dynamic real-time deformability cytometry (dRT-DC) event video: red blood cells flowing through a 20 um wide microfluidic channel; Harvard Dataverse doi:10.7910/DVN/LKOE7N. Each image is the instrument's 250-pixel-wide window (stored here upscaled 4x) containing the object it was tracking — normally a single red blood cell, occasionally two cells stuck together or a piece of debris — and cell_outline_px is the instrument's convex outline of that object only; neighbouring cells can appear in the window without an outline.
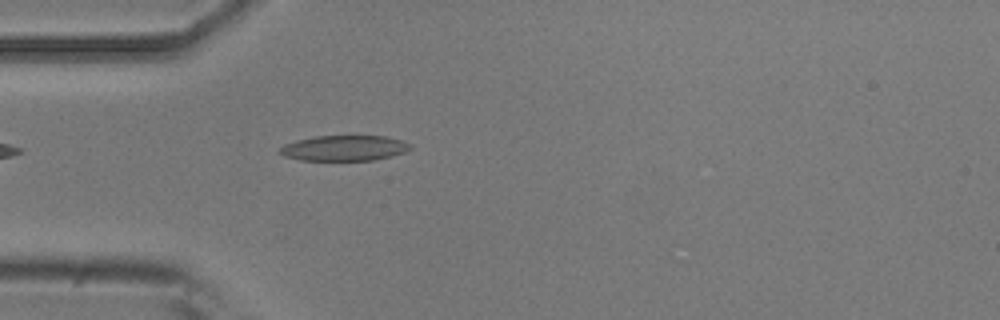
{"species": "common noctule bat (a hibernating species)", "species_latin": "Nyctalus noctula", "temperature_condition": "room temperature", "stored_images_in_passage": 2, "camera_frame_rate_fps": 3000, "um_per_image_px": 0.085, "animal": {"sex": "male", "body_mass_g": 20.5, "forearm_length_mm": 52.5}, "frame": {"image": 1, "passage_image": 2, "time_ms": 1.0, "image_size_px": [1000, 320], "cell_outline_px": [[412, 148], [404, 152], [372, 160], [300, 160], [284, 156], [276, 152], [284, 144], [296, 140], [312, 136], [352, 132], [384, 136], [400, 140], [412, 144]], "centroid_in_image_um": [29.23, 12.52], "position_along_channel_um": 55.8, "area_um2": 20.35}}